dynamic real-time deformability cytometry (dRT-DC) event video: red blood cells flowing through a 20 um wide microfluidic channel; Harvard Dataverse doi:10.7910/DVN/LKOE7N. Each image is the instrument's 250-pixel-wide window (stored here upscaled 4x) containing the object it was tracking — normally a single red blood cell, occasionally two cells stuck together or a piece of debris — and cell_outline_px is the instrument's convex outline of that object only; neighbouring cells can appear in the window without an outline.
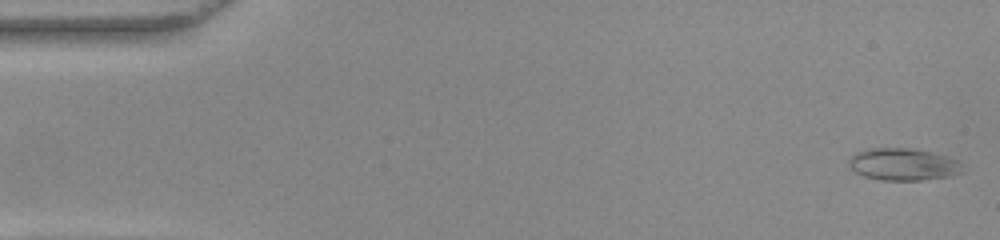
{"species": "common noctule bat (a hibernating species)", "species_latin": "Nyctalus noctula", "temperature_condition": "warm", "stored_images_in_passage": 52, "camera_frame_rate_fps": 3000, "um_per_image_px": 0.085, "animal": {"sex": "female", "body_mass_g": 22.0, "forearm_length_mm": 56.7}, "frame": {"image": 1, "passage_image": 1, "time_ms": 0.0, "image_size_px": [1000, 240], "cell_outline_px": [[960, 172], [948, 176], [920, 180], [880, 180], [864, 176], [856, 172], [848, 164], [848, 160], [856, 152], [872, 148], [908, 148], [928, 152], [944, 156], [956, 160], [960, 164]], "centroid_in_image_um": [76.69, 13.97], "position_along_channel_um": 8.3, "area_um2": 20.75}}
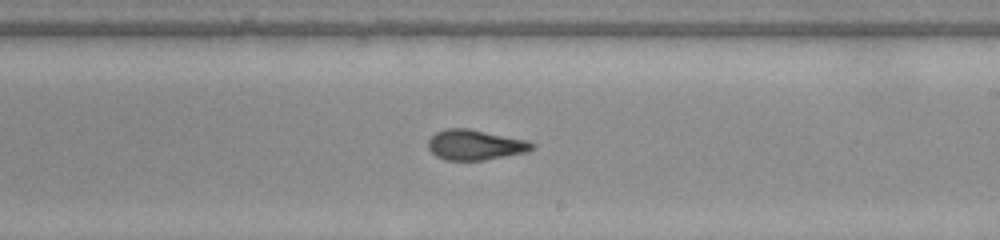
{"frame": {"image": 2, "passage_image": 30, "time_ms": 9.667, "image_size_px": [1000, 240], "cell_outline_px": [[536, 148], [528, 152], [484, 160], [444, 160], [436, 156], [428, 148], [428, 140], [436, 132], [444, 128], [468, 128], [524, 140], [536, 144]], "centroid_in_image_um": [40.38, 12.32], "position_along_channel_um": 248.6, "area_um2": 18.32}}
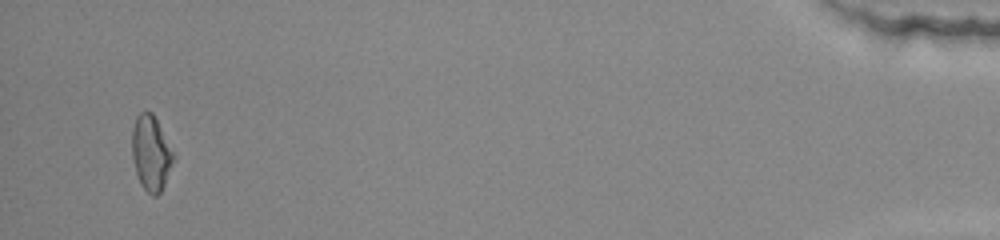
{"frame": {"image": 3, "passage_image": 50, "time_ms": 16.333, "image_size_px": [1000, 240], "cell_outline_px": [[176, 156], [164, 184], [160, 192], [156, 196], [152, 196], [140, 184], [136, 172], [132, 156], [132, 128], [136, 116], [140, 112], [152, 112]], "centroid_in_image_um": [12.83, 13.01], "position_along_channel_um": 422.4, "area_um2": 18.03}, "authors_computed_cell_mechanics": {"area_um2": 18.6405, "velocity_mm_per_s": 3.8932, "shape_relaxation_time_tau1_ms": 8.0734, "shape_relaxation_time_tau2_ms": 2.519, "deformation_change_tau1": 0.1882, "deformation_change_tau2": 0.0918}}